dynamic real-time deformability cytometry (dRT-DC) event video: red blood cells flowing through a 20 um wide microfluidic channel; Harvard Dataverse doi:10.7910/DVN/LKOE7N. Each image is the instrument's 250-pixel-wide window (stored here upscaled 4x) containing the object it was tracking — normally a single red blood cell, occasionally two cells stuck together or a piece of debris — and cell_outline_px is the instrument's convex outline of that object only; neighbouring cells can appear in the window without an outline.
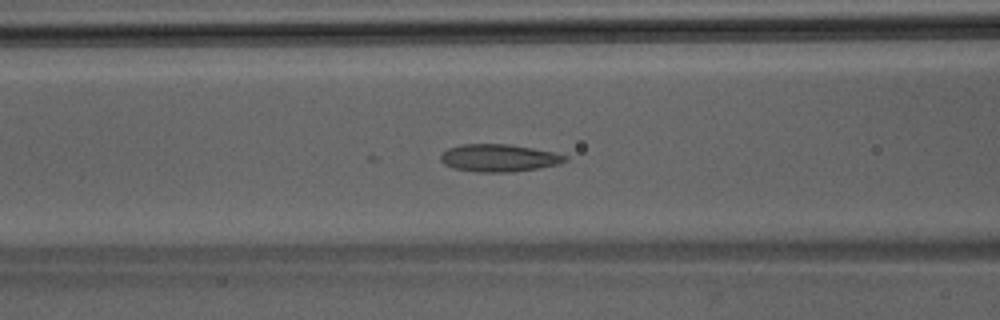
{"species": "Egyptian fruit bat (a non-hibernating species)", "species_latin": "Rousettus aegyptiacus", "temperature_condition": "room temperature", "stored_images_in_passage": 37, "camera_frame_rate_fps": 3000, "um_per_image_px": 0.085, "animal": {"sex": "male"}, "frame": {"image": 1, "passage_image": 9, "time_ms": 2.667, "image_size_px": [1000, 320], "cell_outline_px": [[568, 160], [560, 164], [540, 168], [512, 172], [480, 172], [452, 168], [444, 164], [440, 160], [440, 156], [448, 148], [460, 144], [508, 144], [532, 148], [552, 152], [568, 156]], "centroid_in_image_um": [42.41, 13.43], "position_along_channel_um": 124.2, "area_um2": 20.0}}
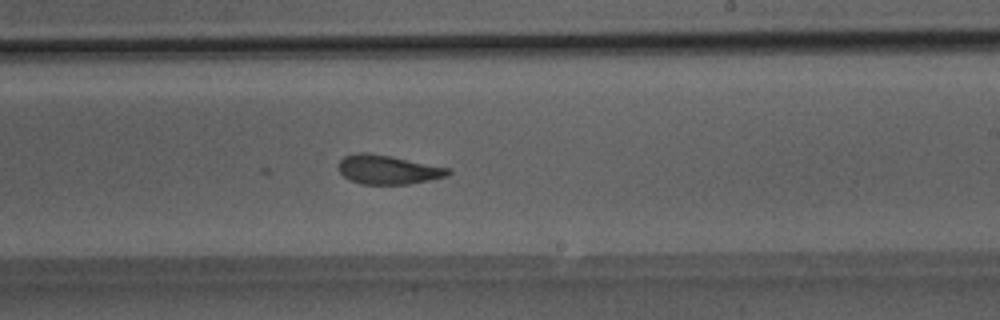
{"frame": {"image": 2, "passage_image": 18, "time_ms": 5.667, "image_size_px": [1000, 320], "cell_outline_px": [[452, 172], [448, 176], [408, 184], [360, 184], [344, 176], [340, 172], [340, 160], [344, 156], [356, 152], [368, 152], [392, 156], [452, 168]], "centroid_in_image_um": [33.02, 14.4], "position_along_channel_um": 256.0, "area_um2": 18.67}}
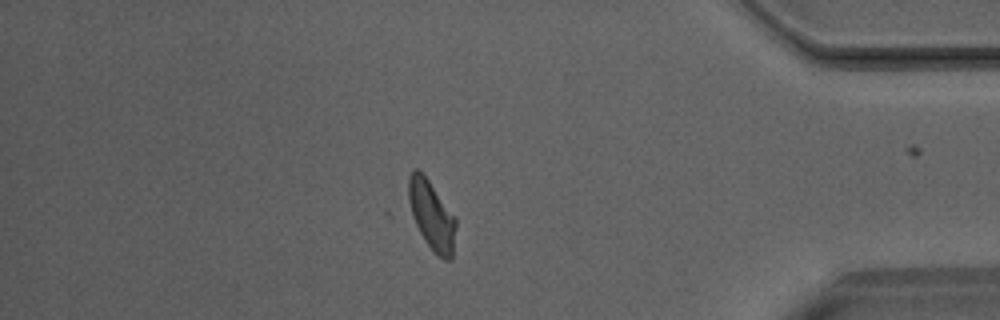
{"frame": {"image": 3, "passage_image": 30, "time_ms": 9.667, "image_size_px": [1000, 320], "cell_outline_px": [[456, 228], [452, 260], [444, 260], [424, 240], [416, 224], [408, 200], [408, 176], [416, 168], [420, 168], [456, 216]], "centroid_in_image_um": [36.71, 18.25], "position_along_channel_um": 398.5, "area_um2": 19.13}}